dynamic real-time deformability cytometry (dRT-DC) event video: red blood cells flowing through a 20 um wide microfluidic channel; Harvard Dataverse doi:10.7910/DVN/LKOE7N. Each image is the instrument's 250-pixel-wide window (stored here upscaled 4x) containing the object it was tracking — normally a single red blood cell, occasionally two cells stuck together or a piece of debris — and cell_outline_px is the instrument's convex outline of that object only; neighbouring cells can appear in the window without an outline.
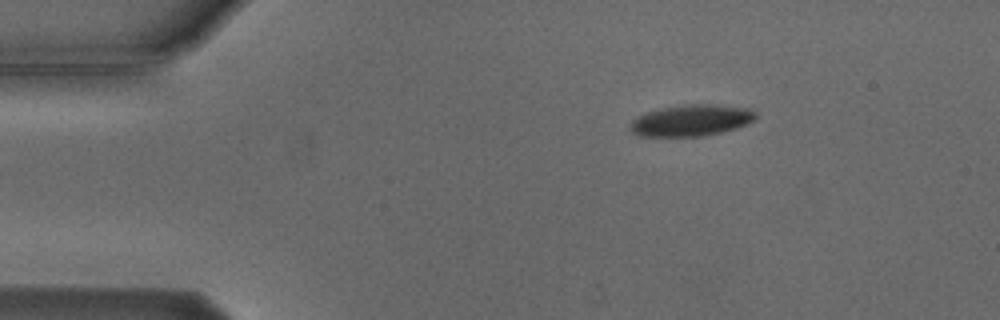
{"species": "Egyptian fruit bat (a non-hibernating species)", "species_latin": "Rousettus aegyptiacus", "temperature_condition": "cold", "stored_images_in_passage": 4, "camera_frame_rate_fps": 3000, "um_per_image_px": 0.085, "animal": {"sex": "male"}, "frame": {"image": 1, "passage_image": 4, "time_ms": 4.667, "image_size_px": [1000, 320], "cell_outline_px": [[756, 116], [752, 120], [736, 128], [720, 132], [700, 136], [640, 136], [632, 132], [628, 128], [632, 120], [636, 116], [648, 112], [664, 108], [684, 104], [716, 104], [748, 108], [756, 112]], "centroid_in_image_um": [58.72, 10.22], "position_along_channel_um": 26.3, "area_um2": 22.77}}